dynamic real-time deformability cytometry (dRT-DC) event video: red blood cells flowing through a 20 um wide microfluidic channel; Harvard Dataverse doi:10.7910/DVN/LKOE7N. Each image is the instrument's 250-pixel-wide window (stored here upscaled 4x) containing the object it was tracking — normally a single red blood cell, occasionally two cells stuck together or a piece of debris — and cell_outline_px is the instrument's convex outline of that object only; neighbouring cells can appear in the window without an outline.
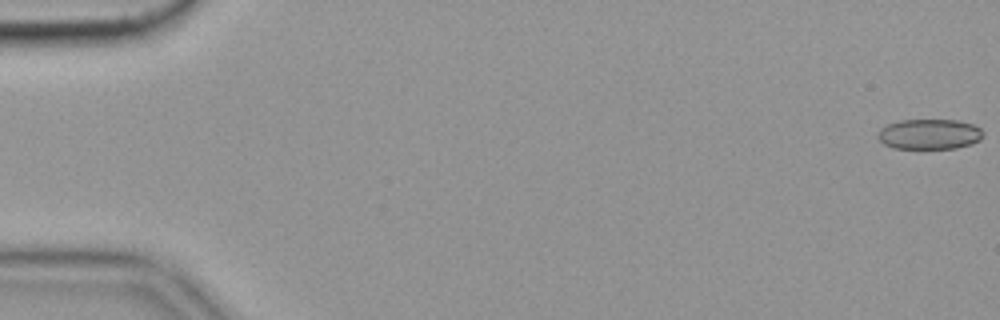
{"species": "common noctule bat (a hibernating species)", "species_latin": "Nyctalus noctula", "temperature_condition": "cold", "stored_images_in_passage": 57, "camera_frame_rate_fps": 3000, "um_per_image_px": 0.085, "animal": {"sex": "female", "body_mass_g": 19.9}, "frame": {"image": 1, "passage_image": 1, "time_ms": 0.0, "image_size_px": [1000, 320], "cell_outline_px": [[984, 136], [980, 140], [972, 144], [956, 148], [892, 148], [884, 144], [876, 136], [880, 128], [888, 124], [900, 120], [956, 120], [972, 124], [980, 128], [984, 132]], "centroid_in_image_um": [79.0, 11.4], "position_along_channel_um": 6.0, "area_um2": 18.67}}
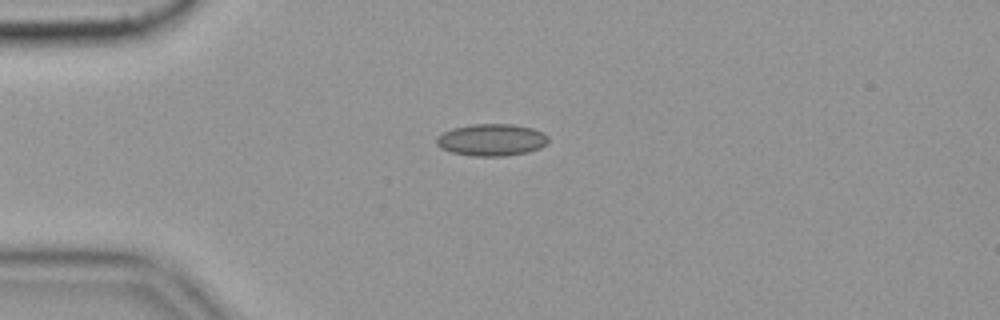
{"frame": {"image": 2, "passage_image": 15, "time_ms": 4.667, "image_size_px": [1000, 320], "cell_outline_px": [[548, 144], [540, 148], [528, 152], [504, 156], [472, 156], [452, 152], [440, 148], [436, 144], [436, 136], [452, 128], [472, 124], [512, 124], [532, 128], [544, 132], [548, 136]], "centroid_in_image_um": [41.79, 11.89], "position_along_channel_um": 43.2, "area_um2": 21.04}}
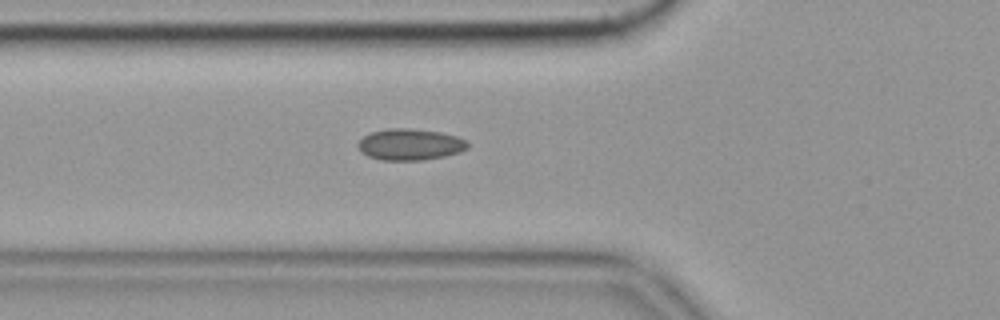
{"frame": {"image": 3, "passage_image": 21, "time_ms": 6.667, "image_size_px": [1000, 320], "cell_outline_px": [[468, 148], [460, 152], [444, 156], [424, 160], [380, 160], [368, 156], [360, 152], [356, 144], [364, 136], [372, 132], [388, 128], [412, 128], [440, 132], [456, 136], [468, 140]], "centroid_in_image_um": [34.85, 12.28], "position_along_channel_um": 90.9, "area_um2": 20.23}, "authors_computed_cell_mechanics": {"area_um2": 19.1896, "velocity_mm_per_s": 3.5477, "shape_relaxation_time_tau1_ms": null, "shape_relaxation_time_tau2_ms": 2.2934, "deformation_change_tau1": null, "deformation_change_tau2": 0.0686}}